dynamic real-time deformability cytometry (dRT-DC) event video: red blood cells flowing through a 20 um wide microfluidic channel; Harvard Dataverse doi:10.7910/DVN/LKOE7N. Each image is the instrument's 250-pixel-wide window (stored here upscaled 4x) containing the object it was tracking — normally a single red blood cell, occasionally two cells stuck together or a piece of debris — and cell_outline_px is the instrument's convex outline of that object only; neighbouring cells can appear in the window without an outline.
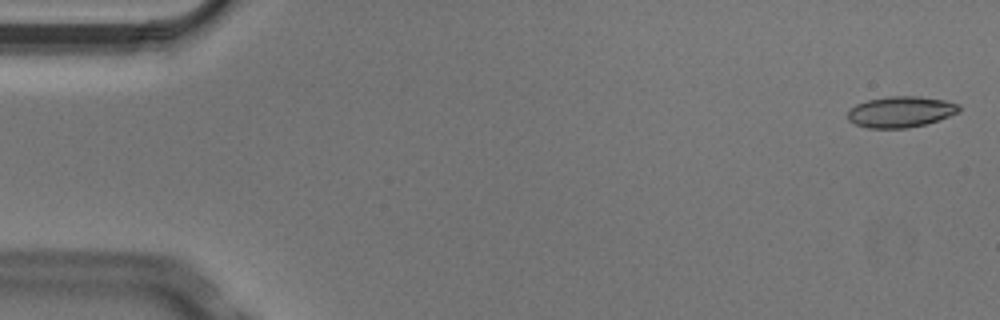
{"species": "Egyptian fruit bat (a non-hibernating species)", "species_latin": "Rousettus aegyptiacus", "temperature_condition": "cold", "stored_images_in_passage": 5, "camera_frame_rate_fps": 3000, "um_per_image_px": 0.085, "animal": {"sex": "male"}, "frame": {"image": 1, "passage_image": 1, "time_ms": 0.0, "image_size_px": [1000, 320], "cell_outline_px": [[960, 112], [940, 120], [908, 128], [868, 128], [856, 124], [848, 120], [848, 108], [856, 104], [868, 100], [888, 96], [916, 96], [944, 100], [960, 104]], "centroid_in_image_um": [76.57, 9.5], "position_along_channel_um": 8.4, "area_um2": 20.23}}